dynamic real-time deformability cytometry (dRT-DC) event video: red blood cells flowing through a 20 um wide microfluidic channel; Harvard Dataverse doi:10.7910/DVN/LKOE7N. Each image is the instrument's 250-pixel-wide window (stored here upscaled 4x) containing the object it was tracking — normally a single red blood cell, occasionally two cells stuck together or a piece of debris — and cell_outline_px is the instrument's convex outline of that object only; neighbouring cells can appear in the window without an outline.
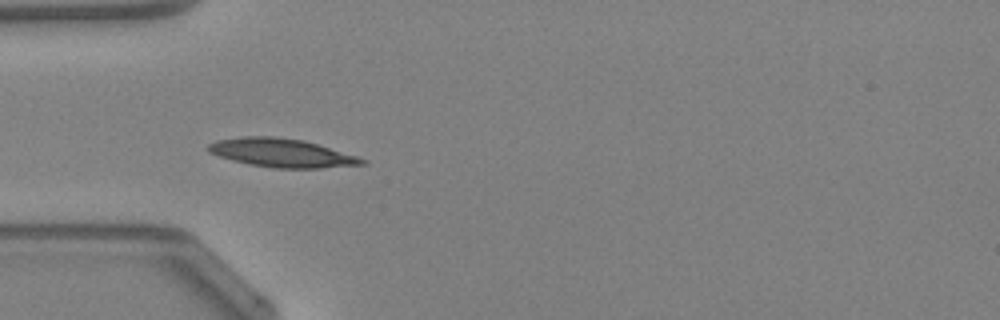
{"species": "Egyptian fruit bat (a non-hibernating species)", "species_latin": "Rousettus aegyptiacus", "temperature_condition": "warm", "stored_images_in_passage": 10, "camera_frame_rate_fps": 3000, "um_per_image_px": 0.085, "animal": {"sex": "female"}, "frame": {"image": 1, "passage_image": 4, "time_ms": 1.0, "image_size_px": [1000, 320], "cell_outline_px": [[368, 164], [320, 168], [272, 168], [248, 164], [232, 160], [208, 152], [208, 144], [216, 140], [244, 136], [276, 136], [304, 140], [356, 156], [368, 160]], "centroid_in_image_um": [23.94, 12.99], "position_along_channel_um": 61.1, "area_um2": 25.61}}
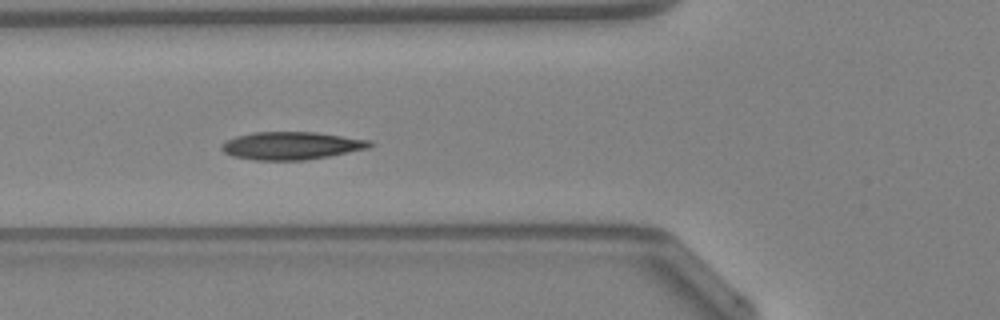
{"frame": {"image": 2, "passage_image": 7, "time_ms": 2.0, "image_size_px": [1000, 320], "cell_outline_px": [[376, 144], [368, 148], [328, 156], [304, 160], [252, 160], [232, 156], [224, 152], [220, 148], [220, 144], [224, 140], [236, 136], [252, 132], [316, 132], [372, 140]], "centroid_in_image_um": [24.74, 12.37], "position_along_channel_um": 101.1, "area_um2": 24.22}}